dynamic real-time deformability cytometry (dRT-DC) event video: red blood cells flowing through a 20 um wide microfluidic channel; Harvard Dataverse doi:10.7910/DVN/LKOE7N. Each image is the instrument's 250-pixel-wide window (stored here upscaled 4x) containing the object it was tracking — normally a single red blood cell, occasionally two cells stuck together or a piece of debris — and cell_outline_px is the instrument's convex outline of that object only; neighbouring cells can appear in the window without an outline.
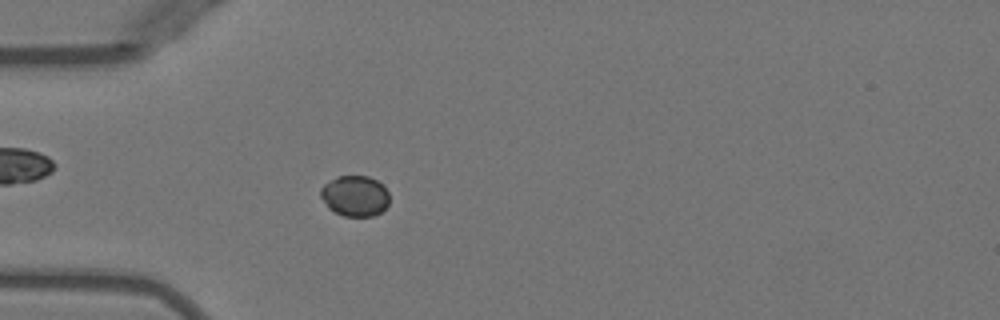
{"species": "Egyptian fruit bat (a non-hibernating species)", "species_latin": "Rousettus aegyptiacus", "temperature_condition": "warm", "stored_images_in_passage": 52, "camera_frame_rate_fps": 3000, "um_per_image_px": 0.085, "animal": {"sex": "female"}, "frame": {"image": 1, "passage_image": 16, "time_ms": 5.0, "image_size_px": [1000, 320], "cell_outline_px": [[388, 204], [380, 212], [372, 216], [344, 216], [328, 208], [320, 196], [320, 188], [324, 184], [336, 176], [368, 176], [376, 180], [388, 192]], "centroid_in_image_um": [30.13, 16.65], "position_along_channel_um": 54.9, "area_um2": 16.18}}
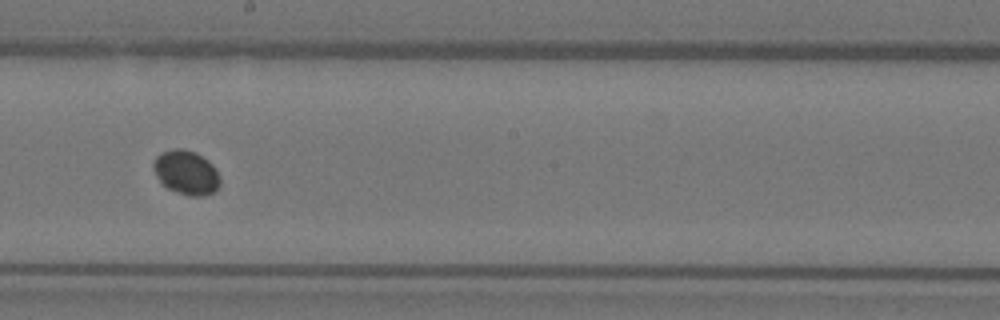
{"frame": {"image": 2, "passage_image": 30, "time_ms": 9.667, "image_size_px": [1000, 320], "cell_outline_px": [[220, 184], [212, 192], [204, 196], [188, 196], [168, 188], [156, 176], [152, 168], [152, 164], [156, 156], [172, 148], [180, 148], [196, 152], [208, 160], [212, 164], [220, 176]], "centroid_in_image_um": [15.83, 14.65], "position_along_channel_um": 232.4, "area_um2": 17.11}}
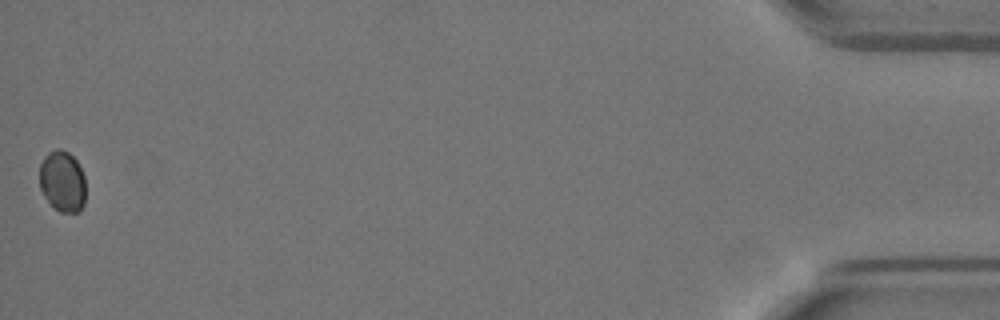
{"frame": {"image": 3, "passage_image": 52, "time_ms": 17.0, "image_size_px": [1000, 320], "cell_outline_px": [[84, 204], [76, 212], [60, 212], [44, 196], [40, 188], [40, 164], [44, 156], [48, 152], [56, 148], [60, 148], [68, 152], [76, 160], [84, 176]], "centroid_in_image_um": [5.29, 15.38], "position_along_channel_um": 429.9, "area_um2": 16.24}}